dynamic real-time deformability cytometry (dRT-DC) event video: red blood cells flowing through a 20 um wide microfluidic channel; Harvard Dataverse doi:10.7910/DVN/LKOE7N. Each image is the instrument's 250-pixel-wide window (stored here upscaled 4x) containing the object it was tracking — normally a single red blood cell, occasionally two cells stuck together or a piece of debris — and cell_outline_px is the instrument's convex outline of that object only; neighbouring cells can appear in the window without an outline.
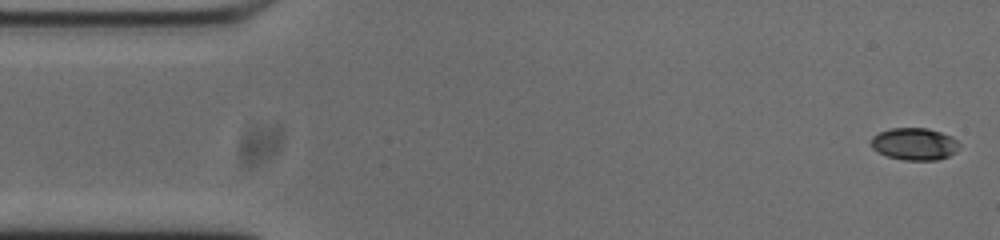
{"species": "common noctule bat (a hibernating species)", "species_latin": "Nyctalus noctula", "temperature_condition": "cold", "stored_images_in_passage": 9, "camera_frame_rate_fps": 3000, "um_per_image_px": 0.085, "animal": {"sex": "male", "body_mass_g": 20.0, "forearm_length_mm": 53.3}, "frame": {"image": 1, "passage_image": 1, "time_ms": 0.0, "image_size_px": [1000, 240], "cell_outline_px": [[960, 144], [956, 152], [948, 156], [936, 160], [904, 160], [888, 156], [872, 148], [872, 136], [880, 132], [892, 128], [928, 128], [952, 136]], "centroid_in_image_um": [77.76, 12.23], "position_along_channel_um": 7.2, "area_um2": 16.42}}